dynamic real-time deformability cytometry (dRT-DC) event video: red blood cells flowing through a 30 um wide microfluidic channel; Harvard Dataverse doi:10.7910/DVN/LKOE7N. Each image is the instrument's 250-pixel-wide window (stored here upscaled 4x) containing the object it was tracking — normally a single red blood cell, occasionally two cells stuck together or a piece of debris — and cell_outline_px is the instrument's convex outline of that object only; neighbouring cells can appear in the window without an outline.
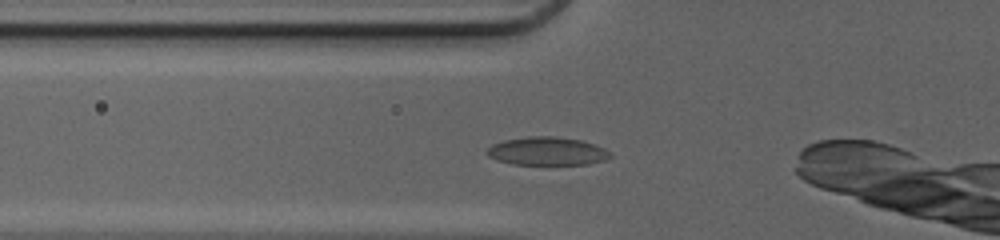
{"species": "common noctule bat (a hibernating species)", "species_latin": "Nyctalus noctula", "temperature_condition": "cold", "stored_images_in_passage": 29, "camera_frame_rate_fps": 3000, "um_per_image_px": 0.085, "animal": {"sex": "female", "body_mass_g": 20.0, "forearm_length_mm": 54.0}, "frame": {"image": 1, "passage_image": 4, "time_ms": 1.0, "image_size_px": [1000, 240], "cell_outline_px": [[612, 156], [604, 160], [588, 164], [512, 164], [496, 160], [488, 156], [484, 152], [492, 144], [504, 140], [528, 136], [552, 136], [580, 140], [596, 144], [612, 152]], "centroid_in_image_um": [46.5, 12.85], "position_along_channel_um": 79.3, "area_um2": 20.4}}
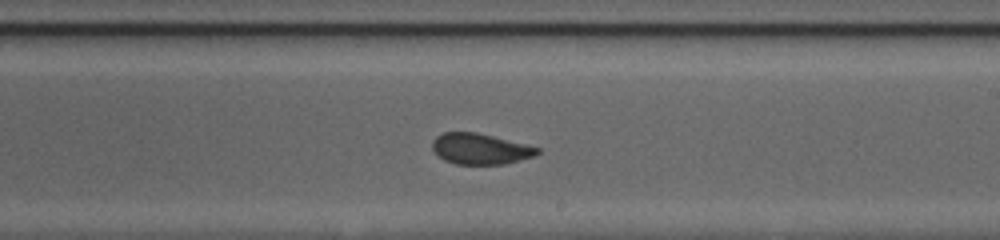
{"frame": {"image": 2, "passage_image": 16, "time_ms": 5.0, "image_size_px": [1000, 240], "cell_outline_px": [[540, 152], [536, 156], [504, 164], [456, 164], [444, 160], [432, 148], [432, 140], [436, 136], [444, 132], [476, 132], [540, 148]], "centroid_in_image_um": [40.82, 12.65], "position_along_channel_um": 248.2, "area_um2": 18.73}}
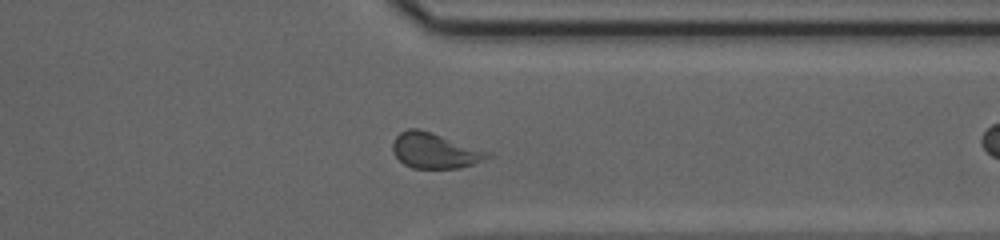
{"frame": {"image": 3, "passage_image": 25, "time_ms": 8.0, "image_size_px": [1000, 240], "cell_outline_px": [[492, 156], [484, 160], [460, 168], [412, 168], [404, 164], [396, 156], [392, 148], [392, 144], [396, 136], [400, 132], [408, 128], [416, 128], [492, 152]], "centroid_in_image_um": [36.96, 12.81], "position_along_channel_um": 374.4, "area_um2": 19.36}, "authors_computed_cell_mechanics": {"area_um2": 19.2474, "velocity_mm_per_s": 4.2136, "shape_relaxation_time_tau1_ms": 3.8627, "shape_relaxation_time_tau2_ms": 0.864, "deformation_change_tau1": 0.1041, "deformation_change_tau2": 0.0577}}